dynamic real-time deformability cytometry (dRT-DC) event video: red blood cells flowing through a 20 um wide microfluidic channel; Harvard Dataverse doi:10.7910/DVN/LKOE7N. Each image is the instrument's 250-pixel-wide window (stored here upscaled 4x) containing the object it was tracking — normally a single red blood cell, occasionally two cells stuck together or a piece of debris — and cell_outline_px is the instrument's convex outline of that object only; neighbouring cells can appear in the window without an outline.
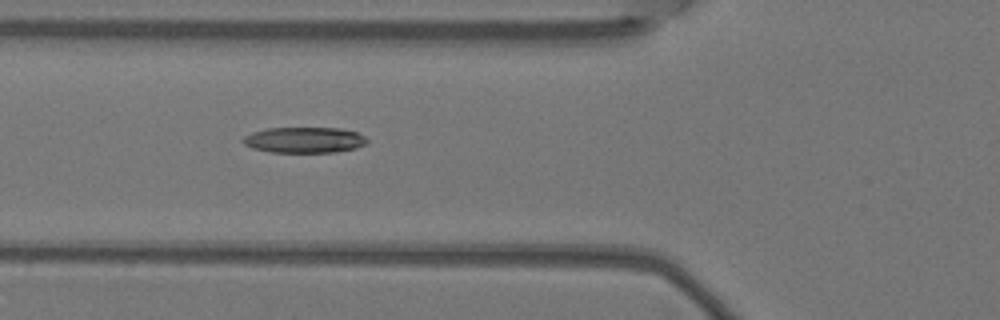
{"species": "Egyptian fruit bat (a non-hibernating species)", "species_latin": "Rousettus aegyptiacus", "temperature_condition": "warm", "stored_images_in_passage": 6, "camera_frame_rate_fps": 3000, "um_per_image_px": 0.085, "animal": {"sex": "female"}, "frame": {"image": 1, "passage_image": 6, "time_ms": 1.667, "image_size_px": [1000, 320], "cell_outline_px": [[368, 140], [364, 144], [356, 148], [336, 152], [268, 152], [252, 148], [244, 144], [240, 140], [244, 136], [252, 132], [268, 128], [340, 128], [356, 132], [364, 136]], "centroid_in_image_um": [25.83, 11.9], "position_along_channel_um": 100.0, "area_um2": 18.67}}